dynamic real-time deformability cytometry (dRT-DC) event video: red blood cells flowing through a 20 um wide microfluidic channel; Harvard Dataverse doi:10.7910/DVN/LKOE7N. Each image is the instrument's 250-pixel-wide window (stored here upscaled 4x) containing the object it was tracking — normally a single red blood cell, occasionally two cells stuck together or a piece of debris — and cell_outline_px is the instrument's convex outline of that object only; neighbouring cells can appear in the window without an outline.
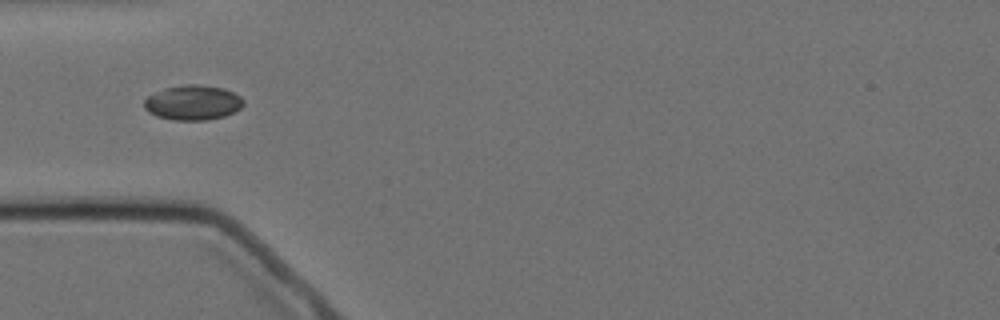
{"species": "Egyptian fruit bat (a non-hibernating species)", "species_latin": "Rousettus aegyptiacus", "temperature_condition": "cold", "stored_images_in_passage": 7, "camera_frame_rate_fps": 3000, "um_per_image_px": 0.085, "animal": {"sex": "female"}, "frame": {"image": 1, "passage_image": 1, "time_ms": 0.0, "image_size_px": [1000, 320], "cell_outline_px": [[244, 104], [236, 112], [224, 116], [204, 120], [172, 120], [156, 116], [148, 112], [144, 108], [144, 100], [148, 96], [164, 88], [184, 84], [200, 84], [224, 88], [240, 96], [244, 100]], "centroid_in_image_um": [16.4, 8.72], "position_along_channel_um": 68.6, "area_um2": 20.35}}
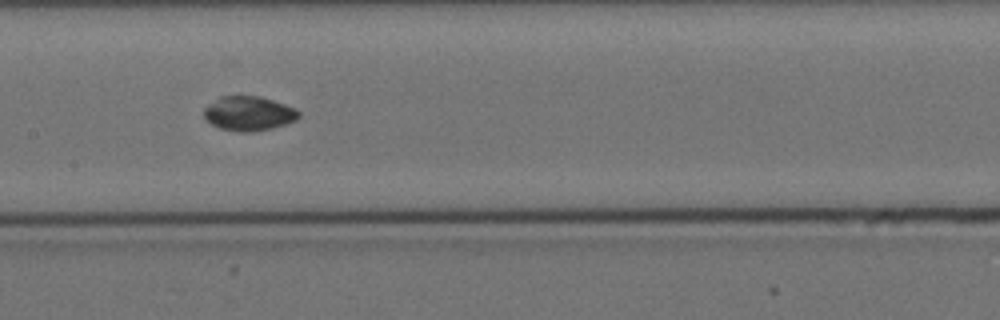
{"frame": {"image": 2, "passage_image": 4, "time_ms": 3.333, "image_size_px": [1000, 320], "cell_outline_px": [[300, 116], [296, 120], [272, 128], [248, 132], [236, 132], [220, 128], [212, 124], [204, 116], [204, 108], [208, 104], [220, 96], [260, 96], [296, 108], [300, 112]], "centroid_in_image_um": [21.14, 9.64], "position_along_channel_um": 186.3, "area_um2": 18.96}}
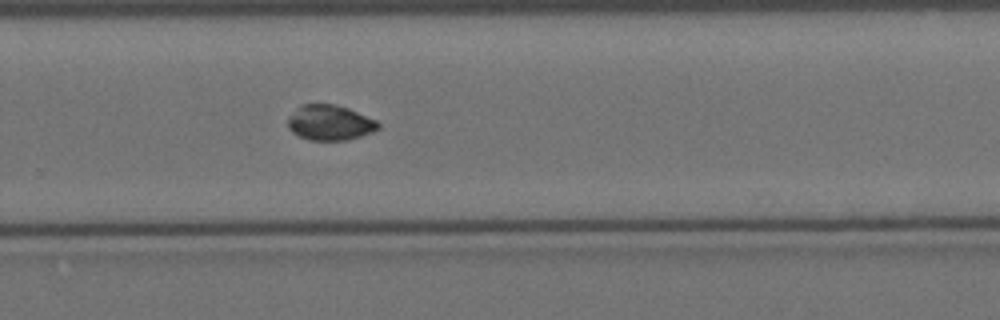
{"frame": {"image": 3, "passage_image": 7, "time_ms": 6.667, "image_size_px": [1000, 320], "cell_outline_px": [[380, 128], [372, 132], [348, 140], [308, 140], [292, 132], [288, 128], [288, 120], [296, 108], [300, 104], [336, 104], [348, 108], [376, 120], [380, 124]], "centroid_in_image_um": [28.04, 10.42], "position_along_channel_um": 301.8, "area_um2": 18.55}}